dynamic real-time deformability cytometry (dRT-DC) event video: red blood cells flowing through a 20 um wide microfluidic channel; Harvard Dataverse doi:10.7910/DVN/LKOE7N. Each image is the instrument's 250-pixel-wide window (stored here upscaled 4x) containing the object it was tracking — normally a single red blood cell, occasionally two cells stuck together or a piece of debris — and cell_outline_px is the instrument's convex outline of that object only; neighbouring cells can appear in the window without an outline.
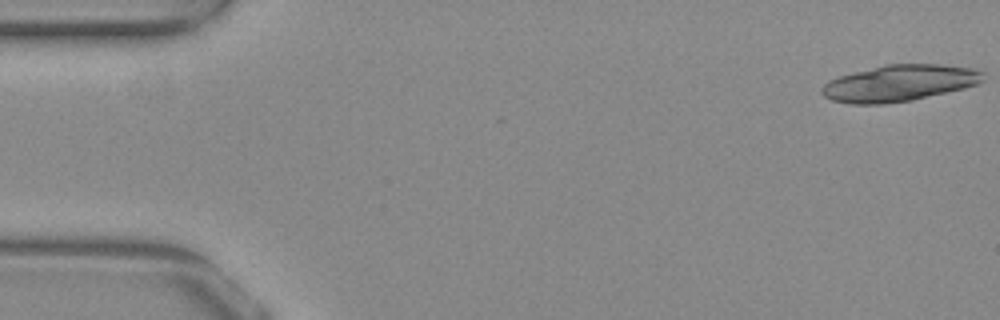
{"species": "common noctule bat (a hibernating species)", "species_latin": "Nyctalus noctula", "temperature_condition": "warm", "stored_images_in_passage": 14, "camera_frame_rate_fps": 3000, "um_per_image_px": 0.085, "animal": {"sex": "female", "body_mass_g": 29.2, "forearm_length_mm": 56.3}, "frame": {"image": 1, "passage_image": 1, "time_ms": 0.0, "image_size_px": [1000, 320], "cell_outline_px": [[984, 80], [976, 84], [964, 88], [912, 100], [884, 104], [852, 104], [832, 100], [824, 96], [820, 92], [820, 88], [828, 80], [840, 76], [884, 64], [940, 64], [972, 68], [984, 72]], "centroid_in_image_um": [76.43, 7.06], "position_along_channel_um": 8.6, "area_um2": 34.22}}